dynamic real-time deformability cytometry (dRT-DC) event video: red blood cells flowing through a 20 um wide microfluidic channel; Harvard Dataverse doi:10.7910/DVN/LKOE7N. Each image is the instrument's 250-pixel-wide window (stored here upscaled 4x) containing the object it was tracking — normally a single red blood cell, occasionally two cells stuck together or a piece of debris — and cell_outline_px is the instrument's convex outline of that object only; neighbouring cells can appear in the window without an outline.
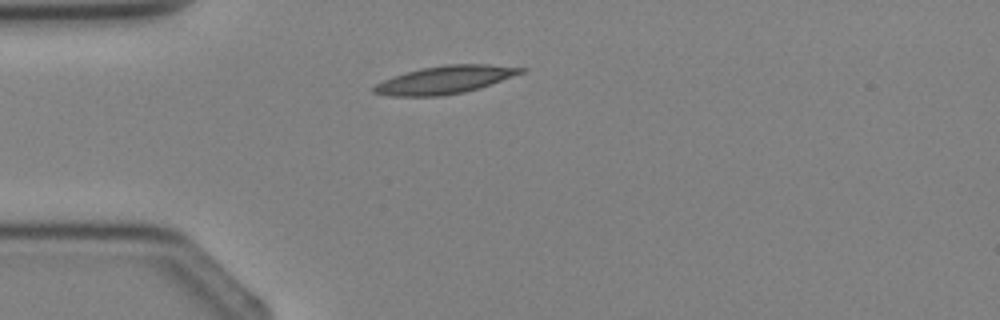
{"species": "Egyptian fruit bat (a non-hibernating species)", "species_latin": "Rousettus aegyptiacus", "temperature_condition": "cold", "stored_images_in_passage": 3, "camera_frame_rate_fps": 3000, "um_per_image_px": 0.085, "animal": {"sex": "female"}, "frame": {"image": 1, "passage_image": 3, "time_ms": 2.333, "image_size_px": [1000, 320], "cell_outline_px": [[528, 68], [524, 72], [464, 92], [440, 96], [392, 96], [372, 92], [372, 88], [376, 84], [392, 76], [404, 72], [420, 68], [444, 64], [488, 64]], "centroid_in_image_um": [37.77, 6.77], "position_along_channel_um": 47.2, "area_um2": 23.64}}